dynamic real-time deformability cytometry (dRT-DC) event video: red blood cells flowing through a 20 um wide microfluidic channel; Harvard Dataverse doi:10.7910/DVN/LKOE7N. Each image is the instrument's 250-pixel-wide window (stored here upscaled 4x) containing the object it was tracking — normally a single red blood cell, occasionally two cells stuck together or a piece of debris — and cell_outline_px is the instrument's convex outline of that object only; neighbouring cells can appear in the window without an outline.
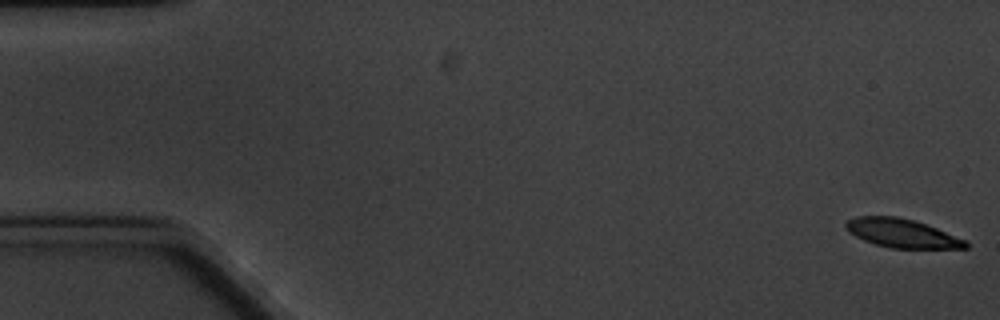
{"species": "common noctule bat (a hibernating species)", "species_latin": "Nyctalus noctula", "temperature_condition": "cold", "stored_images_in_passage": 5, "camera_frame_rate_fps": 3000, "um_per_image_px": 0.085, "animal": {"sex": "male", "body_mass_g": 20.1, "forearm_length_mm": 53.5}, "frame": {"image": 1, "passage_image": 1, "time_ms": 0.0, "image_size_px": [1000, 320], "cell_outline_px": [[968, 248], [892, 248], [876, 244], [864, 240], [848, 232], [844, 228], [844, 224], [848, 220], [856, 216], [896, 216], [912, 220], [936, 228], [968, 240]], "centroid_in_image_um": [76.66, 19.82], "position_along_channel_um": 8.3, "area_um2": 19.94}}